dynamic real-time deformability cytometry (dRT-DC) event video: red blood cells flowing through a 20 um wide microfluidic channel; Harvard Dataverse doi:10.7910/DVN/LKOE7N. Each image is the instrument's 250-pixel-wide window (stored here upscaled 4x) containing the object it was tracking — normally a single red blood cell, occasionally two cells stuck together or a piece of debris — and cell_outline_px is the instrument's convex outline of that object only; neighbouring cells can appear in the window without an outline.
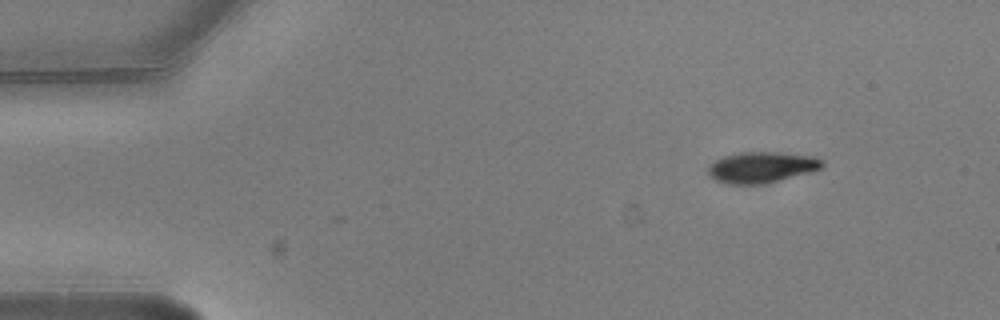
{"species": "common noctule bat (a hibernating species)", "species_latin": "Nyctalus noctula", "temperature_condition": "warm", "stored_images_in_passage": 5, "segment_of_instrument_passage": [1, 2], "camera_frame_rate_fps": 3000, "um_per_image_px": 0.085, "animal": {"sex": "male", "body_mass_g": 20.5, "forearm_length_mm": 52.5}, "frame": {"image": 1, "passage_image": 1, "time_ms": 0.0, "image_size_px": [1000, 320], "cell_outline_px": [[824, 164], [820, 168], [812, 172], [768, 184], [728, 184], [716, 180], [708, 172], [708, 164], [724, 156], [740, 152], [780, 152], [816, 156], [824, 160]], "centroid_in_image_um": [64.79, 14.22], "position_along_channel_um": 20.2, "area_um2": 20.92}}
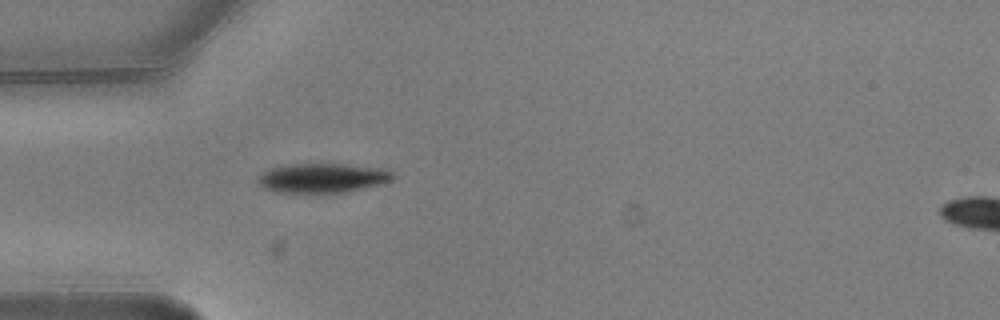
{"frame": {"image": 2, "passage_image": 4, "time_ms": 1.0, "image_size_px": [1000, 320], "cell_outline_px": [[396, 176], [392, 180], [384, 184], [344, 192], [312, 196], [280, 192], [264, 188], [256, 180], [268, 168], [288, 164], [344, 164], [384, 168], [392, 172]], "centroid_in_image_um": [27.43, 15.17], "position_along_channel_um": 57.6, "area_um2": 24.04}}